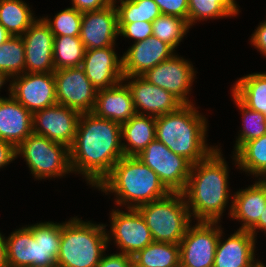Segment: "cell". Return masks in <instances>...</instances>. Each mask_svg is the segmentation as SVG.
<instances>
[{
    "mask_svg": "<svg viewBox=\"0 0 266 267\" xmlns=\"http://www.w3.org/2000/svg\"><path fill=\"white\" fill-rule=\"evenodd\" d=\"M69 151L72 173L85 176L96 188L124 156L121 124L92 112L81 113Z\"/></svg>",
    "mask_w": 266,
    "mask_h": 267,
    "instance_id": "1",
    "label": "cell"
},
{
    "mask_svg": "<svg viewBox=\"0 0 266 267\" xmlns=\"http://www.w3.org/2000/svg\"><path fill=\"white\" fill-rule=\"evenodd\" d=\"M222 156L217 146L205 159L192 164L182 194L190 216L197 221L221 222L228 204L229 167Z\"/></svg>",
    "mask_w": 266,
    "mask_h": 267,
    "instance_id": "2",
    "label": "cell"
},
{
    "mask_svg": "<svg viewBox=\"0 0 266 267\" xmlns=\"http://www.w3.org/2000/svg\"><path fill=\"white\" fill-rule=\"evenodd\" d=\"M96 188L105 195L114 193L117 206L127 204V209H136L170 193L158 175L136 156H123Z\"/></svg>",
    "mask_w": 266,
    "mask_h": 267,
    "instance_id": "3",
    "label": "cell"
},
{
    "mask_svg": "<svg viewBox=\"0 0 266 267\" xmlns=\"http://www.w3.org/2000/svg\"><path fill=\"white\" fill-rule=\"evenodd\" d=\"M194 104L156 117V139L192 164L205 159L217 146L206 144L207 121Z\"/></svg>",
    "mask_w": 266,
    "mask_h": 267,
    "instance_id": "4",
    "label": "cell"
},
{
    "mask_svg": "<svg viewBox=\"0 0 266 267\" xmlns=\"http://www.w3.org/2000/svg\"><path fill=\"white\" fill-rule=\"evenodd\" d=\"M105 227L77 216L62 223L57 267H97L109 246Z\"/></svg>",
    "mask_w": 266,
    "mask_h": 267,
    "instance_id": "5",
    "label": "cell"
},
{
    "mask_svg": "<svg viewBox=\"0 0 266 267\" xmlns=\"http://www.w3.org/2000/svg\"><path fill=\"white\" fill-rule=\"evenodd\" d=\"M150 229L153 241L179 244L191 223V216L182 192L136 208Z\"/></svg>",
    "mask_w": 266,
    "mask_h": 267,
    "instance_id": "6",
    "label": "cell"
},
{
    "mask_svg": "<svg viewBox=\"0 0 266 267\" xmlns=\"http://www.w3.org/2000/svg\"><path fill=\"white\" fill-rule=\"evenodd\" d=\"M36 179L63 177L72 173L69 147L31 133L17 148Z\"/></svg>",
    "mask_w": 266,
    "mask_h": 267,
    "instance_id": "7",
    "label": "cell"
},
{
    "mask_svg": "<svg viewBox=\"0 0 266 267\" xmlns=\"http://www.w3.org/2000/svg\"><path fill=\"white\" fill-rule=\"evenodd\" d=\"M136 157L158 175L170 192H182L185 189L192 167L185 157L173 153L157 139Z\"/></svg>",
    "mask_w": 266,
    "mask_h": 267,
    "instance_id": "8",
    "label": "cell"
},
{
    "mask_svg": "<svg viewBox=\"0 0 266 267\" xmlns=\"http://www.w3.org/2000/svg\"><path fill=\"white\" fill-rule=\"evenodd\" d=\"M220 237L218 222L198 221L189 225L180 245V265L183 267H213Z\"/></svg>",
    "mask_w": 266,
    "mask_h": 267,
    "instance_id": "9",
    "label": "cell"
},
{
    "mask_svg": "<svg viewBox=\"0 0 266 267\" xmlns=\"http://www.w3.org/2000/svg\"><path fill=\"white\" fill-rule=\"evenodd\" d=\"M126 211L128 212L119 209L112 210L110 213L111 235L108 232L107 239L108 242L114 240L116 246L121 249L120 253L133 256L151 244L153 238L140 212L134 208H128Z\"/></svg>",
    "mask_w": 266,
    "mask_h": 267,
    "instance_id": "10",
    "label": "cell"
},
{
    "mask_svg": "<svg viewBox=\"0 0 266 267\" xmlns=\"http://www.w3.org/2000/svg\"><path fill=\"white\" fill-rule=\"evenodd\" d=\"M57 103L80 113L92 112L97 89L89 81L81 67L54 71Z\"/></svg>",
    "mask_w": 266,
    "mask_h": 267,
    "instance_id": "11",
    "label": "cell"
},
{
    "mask_svg": "<svg viewBox=\"0 0 266 267\" xmlns=\"http://www.w3.org/2000/svg\"><path fill=\"white\" fill-rule=\"evenodd\" d=\"M193 67L190 61L174 54L170 59L147 70L141 76L149 83L171 93L182 104H193L189 97H186L191 91L196 76Z\"/></svg>",
    "mask_w": 266,
    "mask_h": 267,
    "instance_id": "12",
    "label": "cell"
},
{
    "mask_svg": "<svg viewBox=\"0 0 266 267\" xmlns=\"http://www.w3.org/2000/svg\"><path fill=\"white\" fill-rule=\"evenodd\" d=\"M9 81V93L32 114L57 103L54 72H25Z\"/></svg>",
    "mask_w": 266,
    "mask_h": 267,
    "instance_id": "13",
    "label": "cell"
},
{
    "mask_svg": "<svg viewBox=\"0 0 266 267\" xmlns=\"http://www.w3.org/2000/svg\"><path fill=\"white\" fill-rule=\"evenodd\" d=\"M80 112L58 103L33 113V133L70 148Z\"/></svg>",
    "mask_w": 266,
    "mask_h": 267,
    "instance_id": "14",
    "label": "cell"
},
{
    "mask_svg": "<svg viewBox=\"0 0 266 267\" xmlns=\"http://www.w3.org/2000/svg\"><path fill=\"white\" fill-rule=\"evenodd\" d=\"M22 39L25 47V72H54V34L41 17L26 30Z\"/></svg>",
    "mask_w": 266,
    "mask_h": 267,
    "instance_id": "15",
    "label": "cell"
},
{
    "mask_svg": "<svg viewBox=\"0 0 266 267\" xmlns=\"http://www.w3.org/2000/svg\"><path fill=\"white\" fill-rule=\"evenodd\" d=\"M123 81L131 91L137 114L158 117L173 112L183 105L171 93L149 83L142 76H124Z\"/></svg>",
    "mask_w": 266,
    "mask_h": 267,
    "instance_id": "16",
    "label": "cell"
},
{
    "mask_svg": "<svg viewBox=\"0 0 266 267\" xmlns=\"http://www.w3.org/2000/svg\"><path fill=\"white\" fill-rule=\"evenodd\" d=\"M119 36L115 3L100 10L82 12L80 39L86 50L115 46Z\"/></svg>",
    "mask_w": 266,
    "mask_h": 267,
    "instance_id": "17",
    "label": "cell"
},
{
    "mask_svg": "<svg viewBox=\"0 0 266 267\" xmlns=\"http://www.w3.org/2000/svg\"><path fill=\"white\" fill-rule=\"evenodd\" d=\"M174 51L170 45L153 35L136 42L121 57L123 76H141L147 70L170 59L176 54Z\"/></svg>",
    "mask_w": 266,
    "mask_h": 267,
    "instance_id": "18",
    "label": "cell"
},
{
    "mask_svg": "<svg viewBox=\"0 0 266 267\" xmlns=\"http://www.w3.org/2000/svg\"><path fill=\"white\" fill-rule=\"evenodd\" d=\"M115 46L86 50L81 68L97 90L112 87L124 78L122 58L118 59Z\"/></svg>",
    "mask_w": 266,
    "mask_h": 267,
    "instance_id": "19",
    "label": "cell"
},
{
    "mask_svg": "<svg viewBox=\"0 0 266 267\" xmlns=\"http://www.w3.org/2000/svg\"><path fill=\"white\" fill-rule=\"evenodd\" d=\"M222 233L220 226L213 267H256L261 262L255 258L256 238L250 231L237 230L225 241Z\"/></svg>",
    "mask_w": 266,
    "mask_h": 267,
    "instance_id": "20",
    "label": "cell"
},
{
    "mask_svg": "<svg viewBox=\"0 0 266 267\" xmlns=\"http://www.w3.org/2000/svg\"><path fill=\"white\" fill-rule=\"evenodd\" d=\"M33 133V114L10 93L9 98L0 96V140L16 148Z\"/></svg>",
    "mask_w": 266,
    "mask_h": 267,
    "instance_id": "21",
    "label": "cell"
},
{
    "mask_svg": "<svg viewBox=\"0 0 266 267\" xmlns=\"http://www.w3.org/2000/svg\"><path fill=\"white\" fill-rule=\"evenodd\" d=\"M229 216L242 222L238 230L249 231L258 221L266 206V180L258 179L248 188L233 194Z\"/></svg>",
    "mask_w": 266,
    "mask_h": 267,
    "instance_id": "22",
    "label": "cell"
},
{
    "mask_svg": "<svg viewBox=\"0 0 266 267\" xmlns=\"http://www.w3.org/2000/svg\"><path fill=\"white\" fill-rule=\"evenodd\" d=\"M123 83L122 80L112 87L97 91L92 111L95 116L123 124L136 114L131 91Z\"/></svg>",
    "mask_w": 266,
    "mask_h": 267,
    "instance_id": "23",
    "label": "cell"
},
{
    "mask_svg": "<svg viewBox=\"0 0 266 267\" xmlns=\"http://www.w3.org/2000/svg\"><path fill=\"white\" fill-rule=\"evenodd\" d=\"M33 234V267H57L62 223L28 225Z\"/></svg>",
    "mask_w": 266,
    "mask_h": 267,
    "instance_id": "24",
    "label": "cell"
},
{
    "mask_svg": "<svg viewBox=\"0 0 266 267\" xmlns=\"http://www.w3.org/2000/svg\"><path fill=\"white\" fill-rule=\"evenodd\" d=\"M121 136L124 156H137L156 139V117L136 113L121 124Z\"/></svg>",
    "mask_w": 266,
    "mask_h": 267,
    "instance_id": "25",
    "label": "cell"
},
{
    "mask_svg": "<svg viewBox=\"0 0 266 267\" xmlns=\"http://www.w3.org/2000/svg\"><path fill=\"white\" fill-rule=\"evenodd\" d=\"M231 90L245 106L263 113L266 118V72L239 78Z\"/></svg>",
    "mask_w": 266,
    "mask_h": 267,
    "instance_id": "26",
    "label": "cell"
},
{
    "mask_svg": "<svg viewBox=\"0 0 266 267\" xmlns=\"http://www.w3.org/2000/svg\"><path fill=\"white\" fill-rule=\"evenodd\" d=\"M179 255V244L153 241L133 255V267H176Z\"/></svg>",
    "mask_w": 266,
    "mask_h": 267,
    "instance_id": "27",
    "label": "cell"
},
{
    "mask_svg": "<svg viewBox=\"0 0 266 267\" xmlns=\"http://www.w3.org/2000/svg\"><path fill=\"white\" fill-rule=\"evenodd\" d=\"M237 169L266 179V134L244 143L233 155Z\"/></svg>",
    "mask_w": 266,
    "mask_h": 267,
    "instance_id": "28",
    "label": "cell"
},
{
    "mask_svg": "<svg viewBox=\"0 0 266 267\" xmlns=\"http://www.w3.org/2000/svg\"><path fill=\"white\" fill-rule=\"evenodd\" d=\"M22 0H0V23L12 36H22L37 20Z\"/></svg>",
    "mask_w": 266,
    "mask_h": 267,
    "instance_id": "29",
    "label": "cell"
},
{
    "mask_svg": "<svg viewBox=\"0 0 266 267\" xmlns=\"http://www.w3.org/2000/svg\"><path fill=\"white\" fill-rule=\"evenodd\" d=\"M238 7L235 0H188V23L191 27L197 20L235 17Z\"/></svg>",
    "mask_w": 266,
    "mask_h": 267,
    "instance_id": "30",
    "label": "cell"
},
{
    "mask_svg": "<svg viewBox=\"0 0 266 267\" xmlns=\"http://www.w3.org/2000/svg\"><path fill=\"white\" fill-rule=\"evenodd\" d=\"M9 267H33V234L26 226L12 232L6 238Z\"/></svg>",
    "mask_w": 266,
    "mask_h": 267,
    "instance_id": "31",
    "label": "cell"
},
{
    "mask_svg": "<svg viewBox=\"0 0 266 267\" xmlns=\"http://www.w3.org/2000/svg\"><path fill=\"white\" fill-rule=\"evenodd\" d=\"M25 73V47L22 36H11L0 45V76L5 80Z\"/></svg>",
    "mask_w": 266,
    "mask_h": 267,
    "instance_id": "32",
    "label": "cell"
},
{
    "mask_svg": "<svg viewBox=\"0 0 266 267\" xmlns=\"http://www.w3.org/2000/svg\"><path fill=\"white\" fill-rule=\"evenodd\" d=\"M86 48L80 36H54L53 60L55 70L81 67Z\"/></svg>",
    "mask_w": 266,
    "mask_h": 267,
    "instance_id": "33",
    "label": "cell"
},
{
    "mask_svg": "<svg viewBox=\"0 0 266 267\" xmlns=\"http://www.w3.org/2000/svg\"><path fill=\"white\" fill-rule=\"evenodd\" d=\"M115 5L118 23H134L137 21L153 22L162 13L153 0H119Z\"/></svg>",
    "mask_w": 266,
    "mask_h": 267,
    "instance_id": "34",
    "label": "cell"
},
{
    "mask_svg": "<svg viewBox=\"0 0 266 267\" xmlns=\"http://www.w3.org/2000/svg\"><path fill=\"white\" fill-rule=\"evenodd\" d=\"M152 35L170 45L174 50L189 31L187 20L174 15L161 14L153 22Z\"/></svg>",
    "mask_w": 266,
    "mask_h": 267,
    "instance_id": "35",
    "label": "cell"
},
{
    "mask_svg": "<svg viewBox=\"0 0 266 267\" xmlns=\"http://www.w3.org/2000/svg\"><path fill=\"white\" fill-rule=\"evenodd\" d=\"M232 99L242 112V129L238 134L234 146V153L246 142L260 138L266 134V118L263 113L257 112L245 106L233 93Z\"/></svg>",
    "mask_w": 266,
    "mask_h": 267,
    "instance_id": "36",
    "label": "cell"
},
{
    "mask_svg": "<svg viewBox=\"0 0 266 267\" xmlns=\"http://www.w3.org/2000/svg\"><path fill=\"white\" fill-rule=\"evenodd\" d=\"M49 26L54 36H80L82 12L73 7L66 8L54 16V19H48V16L42 17Z\"/></svg>",
    "mask_w": 266,
    "mask_h": 267,
    "instance_id": "37",
    "label": "cell"
},
{
    "mask_svg": "<svg viewBox=\"0 0 266 267\" xmlns=\"http://www.w3.org/2000/svg\"><path fill=\"white\" fill-rule=\"evenodd\" d=\"M119 35L124 38L134 39V43L143 41L153 33V26L151 22L137 21L134 23H118Z\"/></svg>",
    "mask_w": 266,
    "mask_h": 267,
    "instance_id": "38",
    "label": "cell"
},
{
    "mask_svg": "<svg viewBox=\"0 0 266 267\" xmlns=\"http://www.w3.org/2000/svg\"><path fill=\"white\" fill-rule=\"evenodd\" d=\"M162 14L174 15L188 21V0H153Z\"/></svg>",
    "mask_w": 266,
    "mask_h": 267,
    "instance_id": "39",
    "label": "cell"
},
{
    "mask_svg": "<svg viewBox=\"0 0 266 267\" xmlns=\"http://www.w3.org/2000/svg\"><path fill=\"white\" fill-rule=\"evenodd\" d=\"M97 267H133V256L120 252L104 254Z\"/></svg>",
    "mask_w": 266,
    "mask_h": 267,
    "instance_id": "40",
    "label": "cell"
},
{
    "mask_svg": "<svg viewBox=\"0 0 266 267\" xmlns=\"http://www.w3.org/2000/svg\"><path fill=\"white\" fill-rule=\"evenodd\" d=\"M111 4L114 0H72V7L80 12L100 10Z\"/></svg>",
    "mask_w": 266,
    "mask_h": 267,
    "instance_id": "41",
    "label": "cell"
},
{
    "mask_svg": "<svg viewBox=\"0 0 266 267\" xmlns=\"http://www.w3.org/2000/svg\"><path fill=\"white\" fill-rule=\"evenodd\" d=\"M251 36V44L266 57V21L261 22Z\"/></svg>",
    "mask_w": 266,
    "mask_h": 267,
    "instance_id": "42",
    "label": "cell"
},
{
    "mask_svg": "<svg viewBox=\"0 0 266 267\" xmlns=\"http://www.w3.org/2000/svg\"><path fill=\"white\" fill-rule=\"evenodd\" d=\"M17 158L16 147L7 142L0 140V168H3Z\"/></svg>",
    "mask_w": 266,
    "mask_h": 267,
    "instance_id": "43",
    "label": "cell"
},
{
    "mask_svg": "<svg viewBox=\"0 0 266 267\" xmlns=\"http://www.w3.org/2000/svg\"><path fill=\"white\" fill-rule=\"evenodd\" d=\"M0 267H9L7 262L6 238L0 232Z\"/></svg>",
    "mask_w": 266,
    "mask_h": 267,
    "instance_id": "44",
    "label": "cell"
},
{
    "mask_svg": "<svg viewBox=\"0 0 266 267\" xmlns=\"http://www.w3.org/2000/svg\"><path fill=\"white\" fill-rule=\"evenodd\" d=\"M258 229L264 231V233L266 234V206L264 212H262V215L259 218V221L249 230L254 235L255 238L257 237L256 230Z\"/></svg>",
    "mask_w": 266,
    "mask_h": 267,
    "instance_id": "45",
    "label": "cell"
},
{
    "mask_svg": "<svg viewBox=\"0 0 266 267\" xmlns=\"http://www.w3.org/2000/svg\"><path fill=\"white\" fill-rule=\"evenodd\" d=\"M12 35L0 23V45L7 41Z\"/></svg>",
    "mask_w": 266,
    "mask_h": 267,
    "instance_id": "46",
    "label": "cell"
},
{
    "mask_svg": "<svg viewBox=\"0 0 266 267\" xmlns=\"http://www.w3.org/2000/svg\"><path fill=\"white\" fill-rule=\"evenodd\" d=\"M5 82L6 81L0 76V89L4 84H6Z\"/></svg>",
    "mask_w": 266,
    "mask_h": 267,
    "instance_id": "47",
    "label": "cell"
},
{
    "mask_svg": "<svg viewBox=\"0 0 266 267\" xmlns=\"http://www.w3.org/2000/svg\"><path fill=\"white\" fill-rule=\"evenodd\" d=\"M256 267H266L262 262H260Z\"/></svg>",
    "mask_w": 266,
    "mask_h": 267,
    "instance_id": "48",
    "label": "cell"
}]
</instances>
